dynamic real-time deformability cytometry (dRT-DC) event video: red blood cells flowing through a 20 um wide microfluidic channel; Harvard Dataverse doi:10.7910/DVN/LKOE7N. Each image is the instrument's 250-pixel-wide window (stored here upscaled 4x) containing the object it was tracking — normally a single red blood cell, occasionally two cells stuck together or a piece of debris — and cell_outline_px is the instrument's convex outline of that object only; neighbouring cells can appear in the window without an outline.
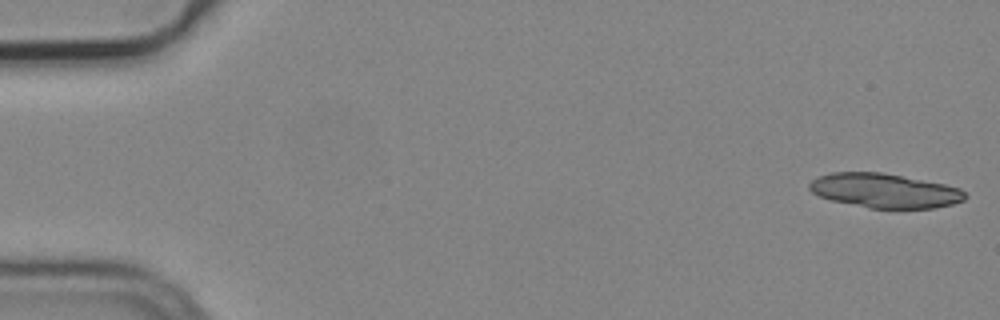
{"species": "common noctule bat (a hibernating species)", "species_latin": "Nyctalus noctula", "temperature_condition": "cold", "stored_images_in_passage": 4, "camera_frame_rate_fps": 3000, "um_per_image_px": 0.085, "animal": {"sex": "male", "body_mass_g": 19.2, "forearm_length_mm": 51.8}, "frame": {"image": 1, "passage_image": 1, "time_ms": 0.0, "image_size_px": [1000, 320], "cell_outline_px": [[968, 196], [964, 200], [952, 204], [936, 208], [868, 208], [832, 200], [820, 196], [812, 192], [808, 188], [808, 184], [812, 180], [820, 176], [832, 172], [880, 172], [944, 184], [960, 188]], "centroid_in_image_um": [75.2, 16.21], "position_along_channel_um": 9.8, "area_um2": 30.98}}
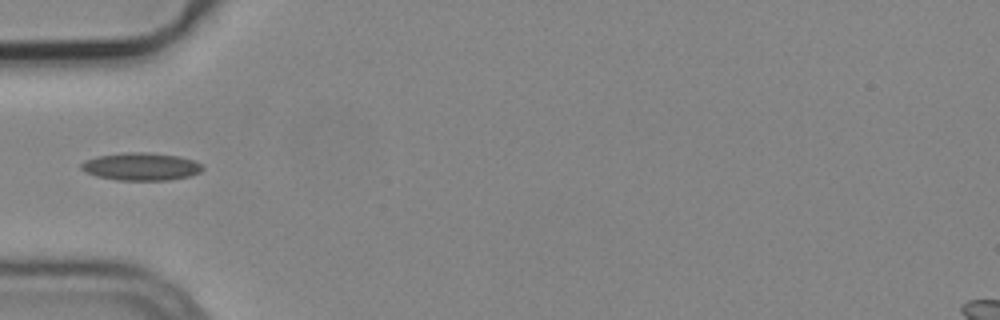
{"frame": {"image": 2, "passage_image": 4, "time_ms": 1.0, "image_size_px": [1000, 320], "cell_outline_px": [[204, 168], [200, 172], [188, 176], [168, 180], [116, 180], [96, 176], [80, 168], [80, 164], [96, 156], [128, 152], [148, 152], [176, 156], [192, 160], [200, 164]], "centroid_in_image_um": [11.98, 14.16], "position_along_channel_um": 73.0, "area_um2": 19.31}}